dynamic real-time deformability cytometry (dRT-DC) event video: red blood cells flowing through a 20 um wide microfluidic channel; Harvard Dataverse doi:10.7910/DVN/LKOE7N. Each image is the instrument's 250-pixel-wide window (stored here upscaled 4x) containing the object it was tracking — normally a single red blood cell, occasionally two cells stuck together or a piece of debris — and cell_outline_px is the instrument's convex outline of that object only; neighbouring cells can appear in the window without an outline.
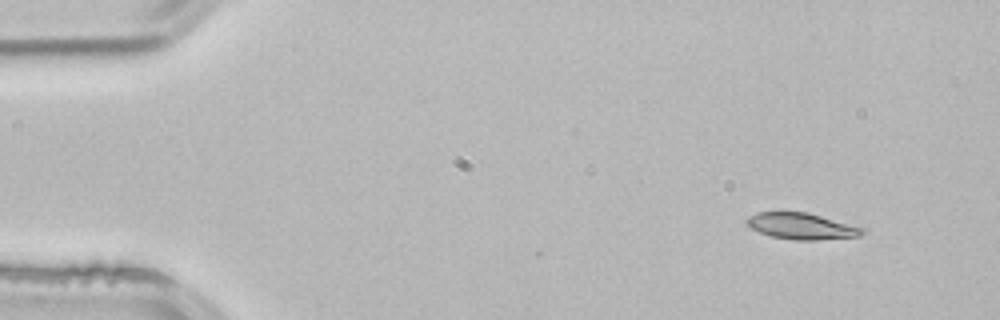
{"species": "common noctule bat (a hibernating species)", "species_latin": "Nyctalus noctula", "temperature_condition": "room temperature", "stored_images_in_passage": 3, "camera_frame_rate_fps": 3000, "um_per_image_px": 0.085, "animal": {"sex": "male", "body_mass_g": 21.5, "forearm_length_mm": 52.0}, "frame": {"image": 1, "passage_image": 1, "time_ms": 0.0, "image_size_px": [1000, 320], "cell_outline_px": [[864, 232], [860, 236], [816, 240], [796, 240], [772, 236], [760, 232], [752, 228], [744, 220], [748, 216], [756, 212], [808, 212], [864, 228]], "centroid_in_image_um": [68.12, 19.21], "position_along_channel_um": 16.9, "area_um2": 17.57}}
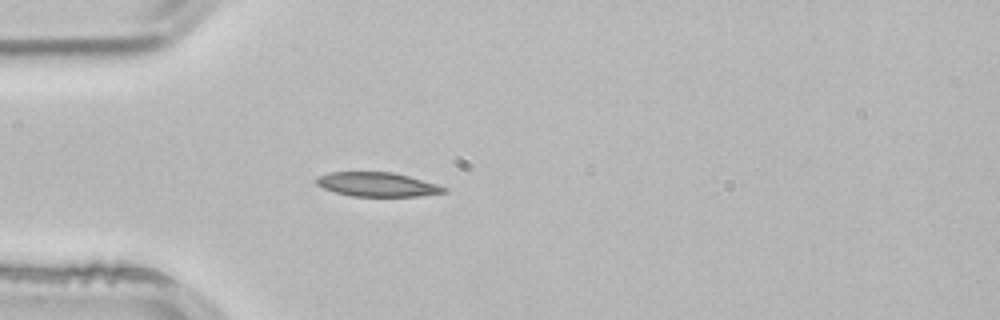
{"frame": {"image": 2, "passage_image": 3, "time_ms": 0.667, "image_size_px": [1000, 320], "cell_outline_px": [[448, 192], [416, 196], [352, 196], [336, 192], [324, 188], [316, 184], [316, 176], [328, 172], [392, 172], [408, 176], [436, 184], [448, 188]], "centroid_in_image_um": [32.05, 15.67], "position_along_channel_um": 53.0, "area_um2": 17.86}}